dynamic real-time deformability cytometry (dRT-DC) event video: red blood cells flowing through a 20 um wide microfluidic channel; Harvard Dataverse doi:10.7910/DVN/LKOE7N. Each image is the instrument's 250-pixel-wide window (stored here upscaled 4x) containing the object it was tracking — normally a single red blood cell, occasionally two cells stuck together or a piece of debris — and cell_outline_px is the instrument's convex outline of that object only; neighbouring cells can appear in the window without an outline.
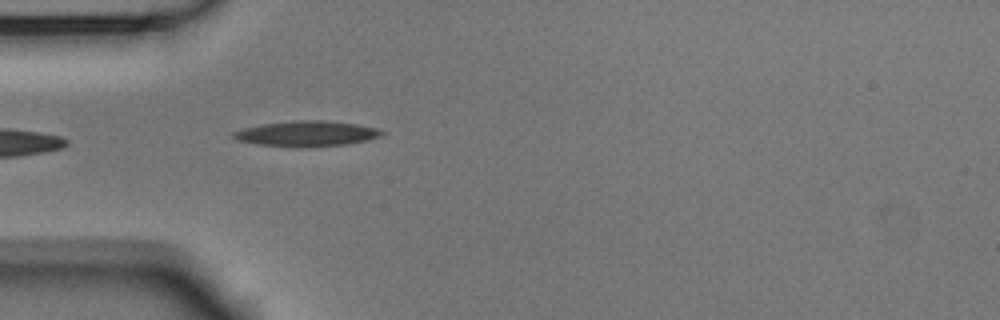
{"species": "Egyptian fruit bat (a non-hibernating species)", "species_latin": "Rousettus aegyptiacus", "temperature_condition": "room temperature", "stored_images_in_passage": 1, "camera_frame_rate_fps": 3000, "um_per_image_px": 0.085, "animal": {"sex": "male"}, "frame": {"image": 1, "passage_image": 1, "time_ms": 0.0, "image_size_px": [1000, 320], "cell_outline_px": [[384, 136], [368, 140], [344, 144], [304, 148], [260, 144], [236, 140], [232, 136], [232, 132], [244, 128], [264, 124], [296, 120], [324, 120], [356, 124], [376, 128], [384, 132]], "centroid_in_image_um": [26.09, 11.36], "position_along_channel_um": 58.9, "area_um2": 21.91}}